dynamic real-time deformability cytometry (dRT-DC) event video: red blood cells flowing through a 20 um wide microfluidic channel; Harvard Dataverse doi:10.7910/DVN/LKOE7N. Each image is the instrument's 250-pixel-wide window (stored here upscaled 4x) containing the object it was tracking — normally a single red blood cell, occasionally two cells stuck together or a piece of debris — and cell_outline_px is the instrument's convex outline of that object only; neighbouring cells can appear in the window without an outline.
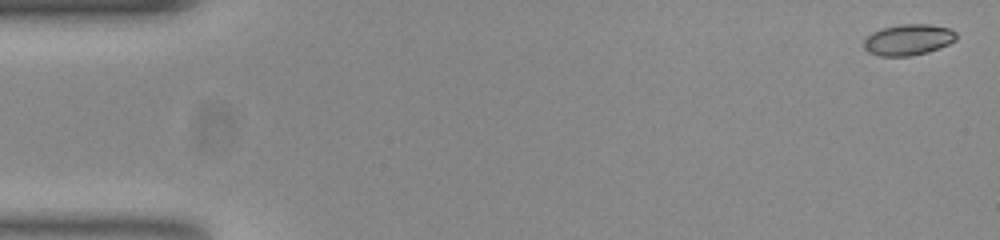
{"species": "common noctule bat (a hibernating species)", "species_latin": "Nyctalus noctula", "temperature_condition": "room temperature", "stored_images_in_passage": 55, "camera_frame_rate_fps": 3000, "um_per_image_px": 0.085, "animal": {"sex": "female", "body_mass_g": 23.0, "forearm_length_mm": 53.4}, "frame": {"image": 1, "passage_image": 2, "time_ms": 0.333, "image_size_px": [1000, 240], "cell_outline_px": [[956, 40], [948, 44], [928, 52], [912, 56], [880, 56], [868, 52], [864, 48], [864, 40], [872, 32], [884, 28], [900, 24], [928, 24], [952, 28], [956, 32]], "centroid_in_image_um": [77.22, 3.38], "position_along_channel_um": 7.8, "area_um2": 16.76}}
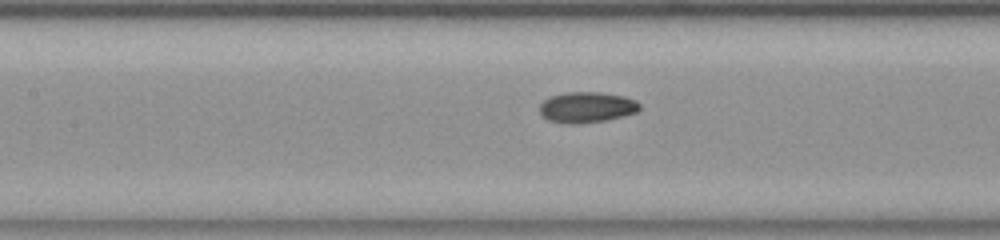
{"frame": {"image": 2, "passage_image": 25, "time_ms": 8.0, "image_size_px": [1000, 240], "cell_outline_px": [[640, 108], [636, 112], [604, 120], [576, 124], [568, 124], [548, 120], [540, 112], [540, 104], [548, 96], [564, 92], [600, 92], [624, 96], [636, 100], [640, 104]], "centroid_in_image_um": [49.85, 9.1], "position_along_channel_um": 157.6, "area_um2": 17.86}}
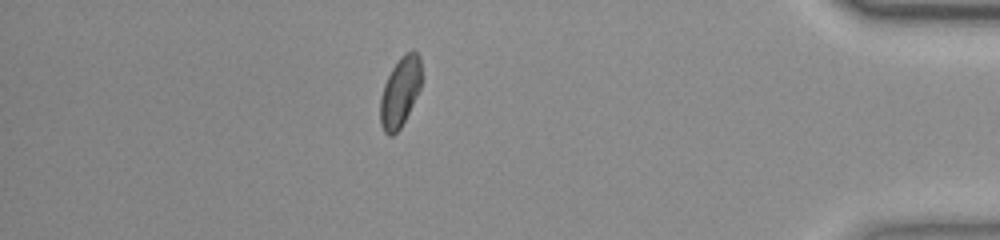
{"frame": {"image": 3, "passage_image": 48, "time_ms": 15.667, "image_size_px": [1000, 240], "cell_outline_px": [[420, 88], [400, 128], [392, 136], [388, 136], [384, 132], [380, 124], [380, 96], [384, 84], [392, 68], [400, 56], [404, 52], [412, 48], [420, 56]], "centroid_in_image_um": [33.98, 7.79], "position_along_channel_um": 401.2, "area_um2": 16.7}, "authors_computed_cell_mechanics": {"area_um2": 17.2244, "velocity_mm_per_s": 3.7661, "shape_relaxation_time_tau1_ms": 9.3365, "shape_relaxation_time_tau2_ms": 2.1114, "deformation_change_tau1": 0.1554, "deformation_change_tau2": 0.0453}}